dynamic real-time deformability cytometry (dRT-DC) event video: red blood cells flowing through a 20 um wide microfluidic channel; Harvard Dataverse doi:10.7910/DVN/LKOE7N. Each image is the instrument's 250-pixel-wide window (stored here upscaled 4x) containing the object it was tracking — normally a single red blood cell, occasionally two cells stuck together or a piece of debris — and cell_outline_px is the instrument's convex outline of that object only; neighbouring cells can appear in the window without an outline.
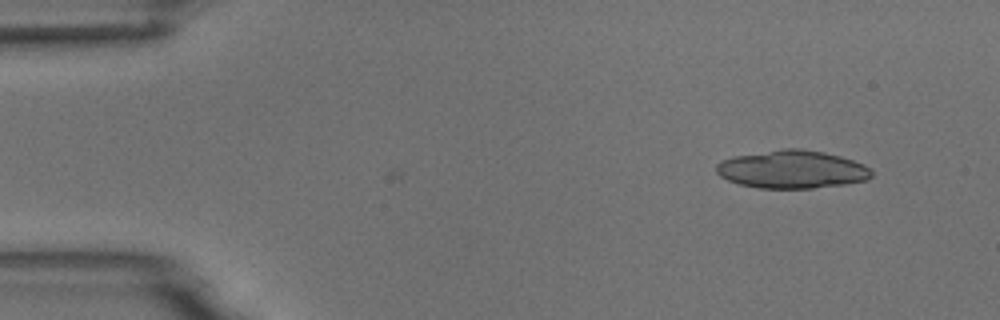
{"species": "common noctule bat (a hibernating species)", "species_latin": "Nyctalus noctula", "temperature_condition": "room temperature", "stored_images_in_passage": 6, "camera_frame_rate_fps": 3000, "um_per_image_px": 0.085, "animal": {"sex": "male", "body_mass_g": 18.8}, "frame": {"image": 1, "passage_image": 1, "time_ms": 0.0, "image_size_px": [1000, 320], "cell_outline_px": [[872, 176], [868, 180], [844, 184], [812, 188], [760, 188], [740, 184], [728, 180], [720, 176], [716, 172], [716, 164], [720, 160], [732, 156], [784, 148], [800, 148], [824, 152], [840, 156], [864, 164], [872, 172]], "centroid_in_image_um": [67.3, 14.39], "position_along_channel_um": 17.7, "area_um2": 34.45}}